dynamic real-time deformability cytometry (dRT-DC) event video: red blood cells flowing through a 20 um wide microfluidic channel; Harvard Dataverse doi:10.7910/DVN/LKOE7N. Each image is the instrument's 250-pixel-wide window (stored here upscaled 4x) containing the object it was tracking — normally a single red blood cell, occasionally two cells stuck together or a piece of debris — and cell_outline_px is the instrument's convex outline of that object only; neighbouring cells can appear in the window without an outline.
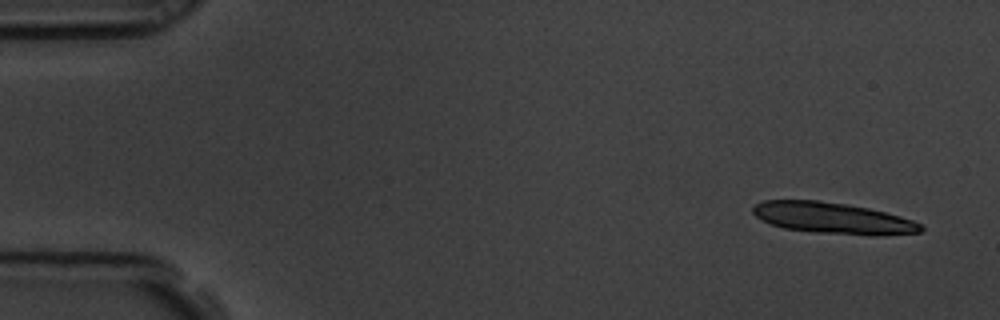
{"species": "common noctule bat (a hibernating species)", "species_latin": "Nyctalus noctula", "temperature_condition": "room temperature", "stored_images_in_passage": 4, "segment_of_instrument_passage": [2, 2], "camera_frame_rate_fps": 3000, "um_per_image_px": 0.085, "animal": {"sex": "male", "body_mass_g": 19.5, "forearm_length_mm": 54.6}, "frame": {"image": 1, "passage_image": 4, "time_ms": 1.0, "image_size_px": [1000, 320], "cell_outline_px": [[924, 228], [920, 232], [876, 236], [872, 236], [816, 232], [784, 228], [772, 224], [756, 216], [752, 212], [752, 208], [756, 204], [764, 200], [816, 200], [848, 204], [868, 208], [900, 216], [912, 220], [920, 224]], "centroid_in_image_um": [70.81, 18.54], "position_along_channel_um": 14.2, "area_um2": 30.4}}